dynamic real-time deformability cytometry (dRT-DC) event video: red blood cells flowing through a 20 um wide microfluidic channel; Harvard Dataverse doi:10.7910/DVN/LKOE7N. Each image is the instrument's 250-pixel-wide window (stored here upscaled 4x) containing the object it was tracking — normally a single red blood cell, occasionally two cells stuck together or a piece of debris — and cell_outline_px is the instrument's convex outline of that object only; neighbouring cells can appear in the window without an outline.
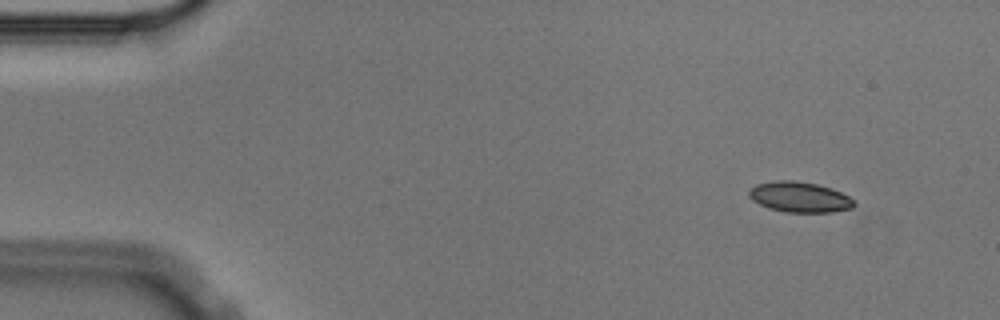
{"species": "Egyptian fruit bat (a non-hibernating species)", "species_latin": "Rousettus aegyptiacus", "temperature_condition": "cold", "stored_images_in_passage": 57, "camera_frame_rate_fps": 3000, "um_per_image_px": 0.085, "animal": {"sex": "male"}, "frame": {"image": 1, "passage_image": 6, "time_ms": 1.667, "image_size_px": [1000, 320], "cell_outline_px": [[856, 204], [852, 208], [832, 212], [784, 212], [768, 208], [752, 200], [748, 196], [748, 192], [756, 184], [776, 180], [792, 180], [816, 184], [832, 188], [856, 200]], "centroid_in_image_um": [67.97, 16.75], "position_along_channel_um": 17.0, "area_um2": 18.73}}
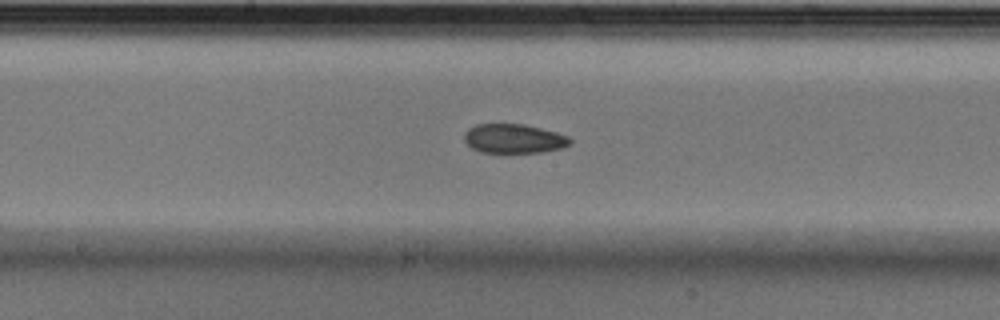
{"frame": {"image": 2, "passage_image": 30, "time_ms": 9.667, "image_size_px": [1000, 320], "cell_outline_px": [[572, 144], [564, 148], [544, 152], [480, 152], [472, 148], [464, 140], [464, 132], [468, 128], [476, 124], [524, 124], [556, 132], [568, 136], [572, 140]], "centroid_in_image_um": [43.7, 11.78], "position_along_channel_um": 204.5, "area_um2": 18.15}}
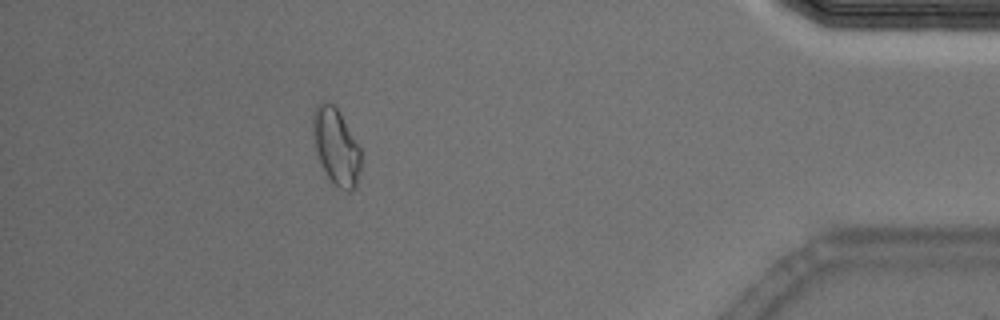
{"frame": {"image": 3, "passage_image": 51, "time_ms": 16.667, "image_size_px": [1000, 320], "cell_outline_px": [[360, 172], [356, 188], [352, 192], [348, 192], [340, 188], [328, 176], [316, 152], [312, 128], [312, 112], [316, 104], [324, 100], [328, 100], [340, 112], [360, 148]], "centroid_in_image_um": [28.56, 12.42], "position_along_channel_um": 406.6, "area_um2": 21.39}, "authors_computed_cell_mechanics": {"area_um2": 19.0162, "velocity_mm_per_s": 3.5607, "shape_relaxation_time_tau1_ms": null, "shape_relaxation_time_tau2_ms": 4.0259, "deformation_change_tau1": null, "deformation_change_tau2": 0.0858}}